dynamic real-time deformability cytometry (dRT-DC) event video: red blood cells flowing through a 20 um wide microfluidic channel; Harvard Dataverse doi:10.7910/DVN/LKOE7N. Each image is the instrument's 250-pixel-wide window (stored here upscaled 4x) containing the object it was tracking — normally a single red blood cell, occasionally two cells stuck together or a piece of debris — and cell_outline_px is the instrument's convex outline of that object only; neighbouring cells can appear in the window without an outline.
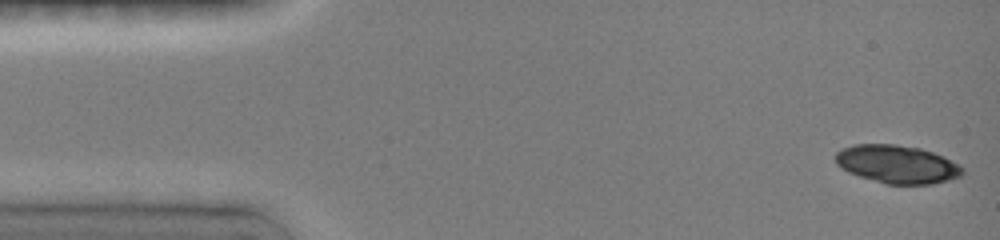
{"species": "common noctule bat (a hibernating species)", "species_latin": "Nyctalus noctula", "temperature_condition": "room temperature", "stored_images_in_passage": 36, "camera_frame_rate_fps": 3000, "um_per_image_px": 0.085, "animal": {"sex": "female", "body_mass_g": 19.0, "forearm_length_mm": 51.5}, "frame": {"image": 1, "passage_image": 1, "time_ms": 0.0, "image_size_px": [1000, 240], "cell_outline_px": [[964, 172], [960, 176], [948, 180], [932, 184], [888, 184], [860, 176], [848, 172], [840, 168], [836, 164], [836, 152], [852, 144], [896, 144], [920, 148], [944, 156], [960, 164], [964, 168]], "centroid_in_image_um": [76.28, 13.95], "position_along_channel_um": 8.7, "area_um2": 28.26}}
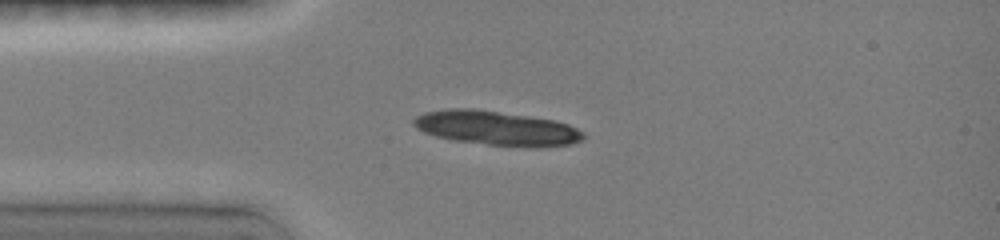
{"frame": {"image": 2, "passage_image": 18, "time_ms": 3.333, "image_size_px": [1000, 240], "cell_outline_px": [[584, 140], [572, 144], [488, 144], [452, 140], [436, 136], [424, 132], [416, 128], [412, 124], [412, 120], [416, 116], [424, 112], [448, 108], [476, 108], [556, 120], [568, 124], [584, 132]], "centroid_in_image_um": [42.11, 10.83], "position_along_channel_um": 42.9, "area_um2": 33.18}}